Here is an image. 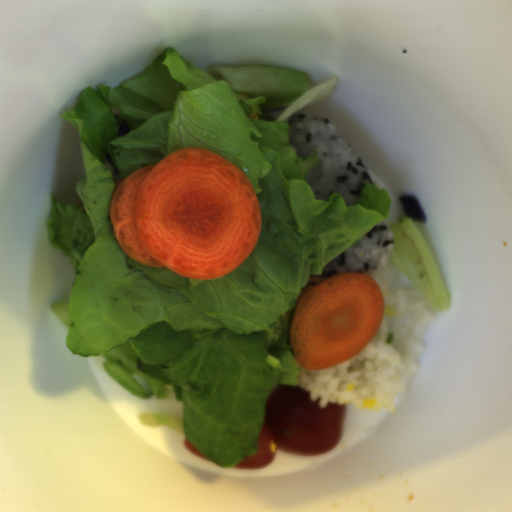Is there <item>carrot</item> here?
Instances as JSON below:
<instances>
[{"label":"carrot","instance_id":"obj_1","mask_svg":"<svg viewBox=\"0 0 512 512\" xmlns=\"http://www.w3.org/2000/svg\"><path fill=\"white\" fill-rule=\"evenodd\" d=\"M110 223L129 258L199 281L227 275L246 260L262 217L247 176L222 155L194 147L120 179Z\"/></svg>","mask_w":512,"mask_h":512},{"label":"carrot","instance_id":"obj_2","mask_svg":"<svg viewBox=\"0 0 512 512\" xmlns=\"http://www.w3.org/2000/svg\"><path fill=\"white\" fill-rule=\"evenodd\" d=\"M384 300L376 279L345 272L306 291L290 323L296 362L308 370L327 369L354 358L376 336Z\"/></svg>","mask_w":512,"mask_h":512}]
</instances>
